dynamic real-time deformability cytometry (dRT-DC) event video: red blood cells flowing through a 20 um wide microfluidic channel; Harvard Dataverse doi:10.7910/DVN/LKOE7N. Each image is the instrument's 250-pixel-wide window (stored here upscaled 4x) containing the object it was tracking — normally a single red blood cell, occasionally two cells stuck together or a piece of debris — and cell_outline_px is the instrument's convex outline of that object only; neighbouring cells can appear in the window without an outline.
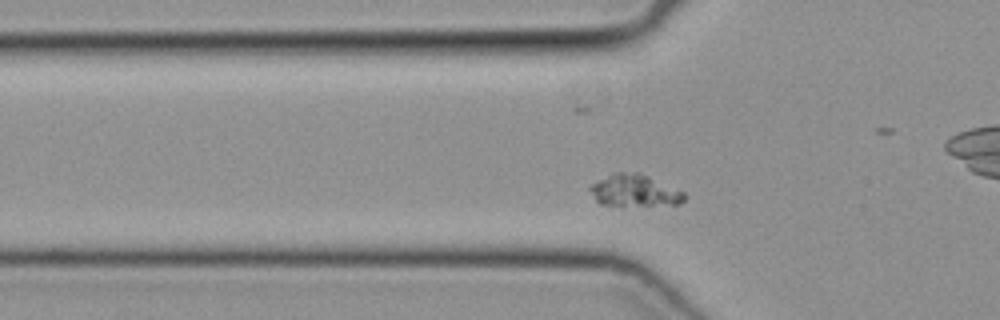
{"species": "common noctule bat (a hibernating species)", "species_latin": "Nyctalus noctula", "temperature_condition": "cold", "stored_images_in_passage": 44, "camera_frame_rate_fps": 3000, "um_per_image_px": 0.085, "animal": {"sex": "female", "body_mass_g": 19.3, "forearm_length_mm": 54.1}, "frame": {"image": 1, "passage_image": 9, "time_ms": 2.667, "image_size_px": [1000, 320], "cell_outline_px": [[688, 196], [680, 204], [620, 208], [600, 204], [596, 200], [588, 188], [592, 184], [612, 172], [640, 172], [684, 192]], "centroid_in_image_um": [53.94, 16.24], "position_along_channel_um": 71.9, "area_um2": 18.32}}
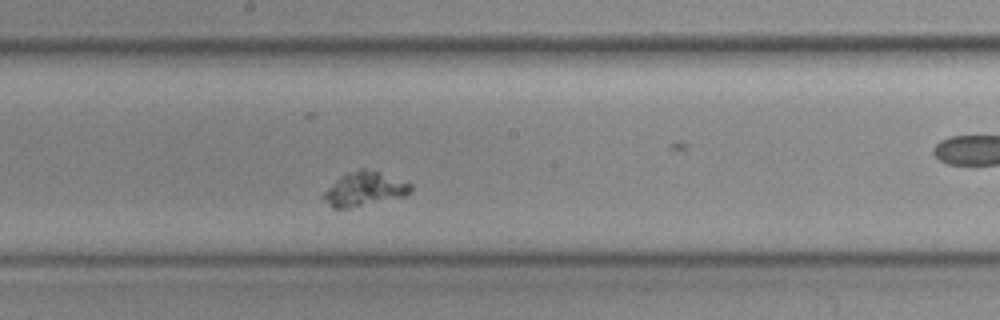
{"frame": {"image": 2, "passage_image": 20, "time_ms": 6.333, "image_size_px": [1000, 320], "cell_outline_px": [[412, 192], [404, 196], [348, 208], [332, 208], [320, 196], [340, 176], [348, 172], [360, 168], [364, 168], [412, 184]], "centroid_in_image_um": [30.94, 16.07], "position_along_channel_um": 217.3, "area_um2": 16.94}}
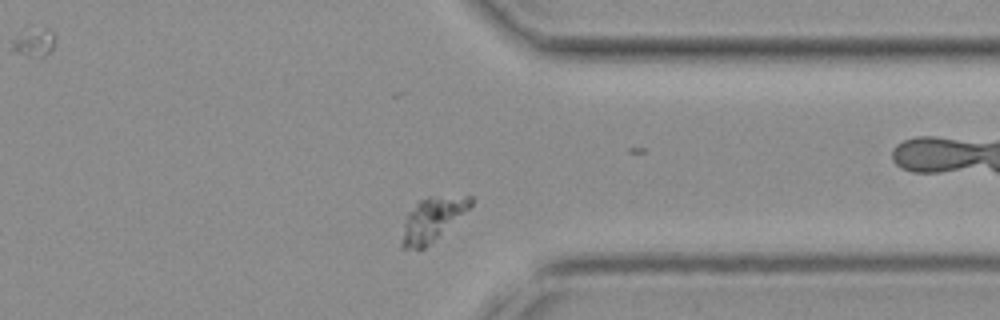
{"frame": {"image": 3, "passage_image": 32, "time_ms": 10.333, "image_size_px": [1000, 320], "cell_outline_px": [[472, 204], [468, 208], [420, 252], [400, 248], [400, 244], [404, 224], [408, 212], [420, 200], [428, 196], [472, 196]], "centroid_in_image_um": [36.66, 18.68], "position_along_channel_um": 374.7, "area_um2": 17.17}}